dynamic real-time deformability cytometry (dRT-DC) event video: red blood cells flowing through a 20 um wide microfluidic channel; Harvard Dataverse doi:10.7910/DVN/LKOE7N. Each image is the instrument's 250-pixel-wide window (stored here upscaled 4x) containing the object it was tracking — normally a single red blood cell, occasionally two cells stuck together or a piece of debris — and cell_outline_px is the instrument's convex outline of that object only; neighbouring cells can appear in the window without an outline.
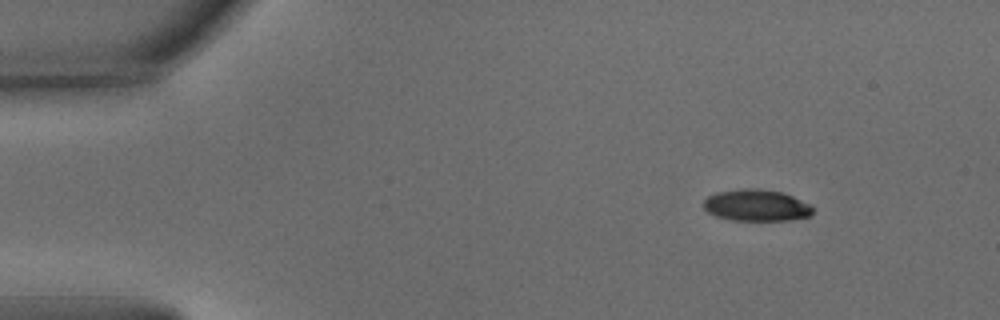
{"species": "common noctule bat (a hibernating species)", "species_latin": "Nyctalus noctula", "temperature_condition": "warm", "stored_images_in_passage": 48, "camera_frame_rate_fps": 3000, "um_per_image_px": 0.085, "animal": {"sex": "male", "body_mass_g": 15.6}, "frame": {"image": 1, "passage_image": 1, "time_ms": 0.0, "image_size_px": [1000, 320], "cell_outline_px": [[812, 212], [808, 216], [788, 220], [732, 220], [716, 216], [708, 212], [704, 208], [704, 200], [708, 196], [716, 192], [744, 188], [756, 188], [784, 192], [812, 204]], "centroid_in_image_um": [64.3, 17.44], "position_along_channel_um": 20.7, "area_um2": 20.17}}
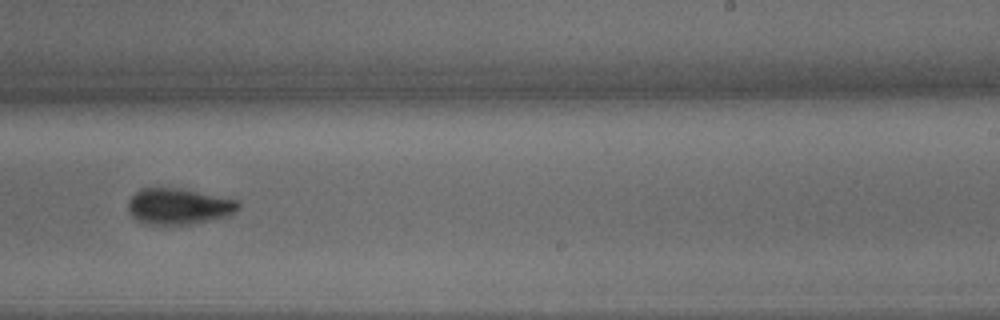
{"frame": {"image": 2, "passage_image": 28, "time_ms": 9.0, "image_size_px": [1000, 320], "cell_outline_px": [[240, 208], [236, 212], [228, 216], [216, 220], [192, 224], [140, 224], [128, 212], [128, 200], [140, 188], [180, 188], [240, 200]], "centroid_in_image_um": [15.22, 17.55], "position_along_channel_um": 273.8, "area_um2": 23.64}}
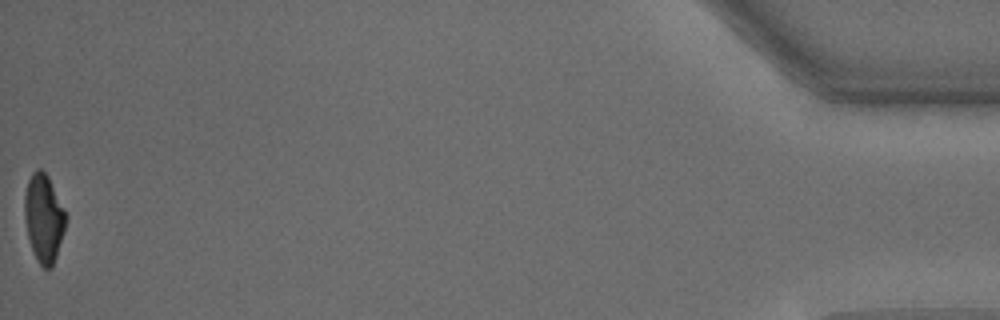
{"frame": {"image": 3, "passage_image": 48, "time_ms": 15.667, "image_size_px": [1000, 320], "cell_outline_px": [[68, 216], [64, 232], [52, 268], [44, 268], [36, 260], [28, 236], [24, 216], [24, 196], [28, 180], [32, 172], [36, 168], [40, 168], [48, 176]], "centroid_in_image_um": [3.73, 18.52], "position_along_channel_um": 431.5, "area_um2": 21.21}, "authors_computed_cell_mechanics": {"area_um2": 22.8599, "velocity_mm_per_s": 3.7995, "shape_relaxation_time_tau1_ms": 2.696, "shape_relaxation_time_tau2_ms": 2.0008, "deformation_change_tau1": 0.1596, "deformation_change_tau2": 0.0602}}